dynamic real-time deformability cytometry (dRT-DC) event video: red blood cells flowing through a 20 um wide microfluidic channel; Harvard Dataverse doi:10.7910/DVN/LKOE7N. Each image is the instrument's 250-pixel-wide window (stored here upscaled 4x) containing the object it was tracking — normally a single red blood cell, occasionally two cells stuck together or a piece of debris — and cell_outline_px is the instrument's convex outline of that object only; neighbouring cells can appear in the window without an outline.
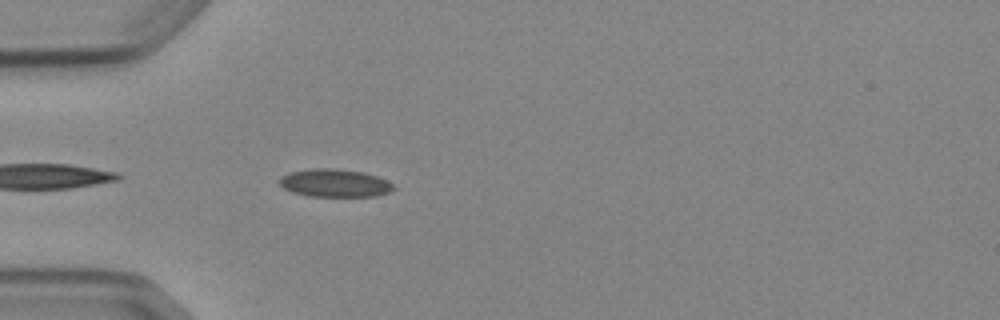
{"species": "Egyptian fruit bat (a non-hibernating species)", "species_latin": "Rousettus aegyptiacus", "temperature_condition": "cold", "stored_images_in_passage": 5, "camera_frame_rate_fps": 3000, "um_per_image_px": 0.085, "animal": {"sex": "female"}, "frame": {"image": 1, "passage_image": 5, "time_ms": 5.0, "image_size_px": [1000, 320], "cell_outline_px": [[396, 188], [388, 192], [376, 196], [308, 196], [292, 192], [284, 188], [280, 184], [280, 176], [292, 172], [312, 168], [328, 168], [360, 172], [376, 176], [392, 184]], "centroid_in_image_um": [28.42, 15.57], "position_along_channel_um": 56.6, "area_um2": 18.21}}